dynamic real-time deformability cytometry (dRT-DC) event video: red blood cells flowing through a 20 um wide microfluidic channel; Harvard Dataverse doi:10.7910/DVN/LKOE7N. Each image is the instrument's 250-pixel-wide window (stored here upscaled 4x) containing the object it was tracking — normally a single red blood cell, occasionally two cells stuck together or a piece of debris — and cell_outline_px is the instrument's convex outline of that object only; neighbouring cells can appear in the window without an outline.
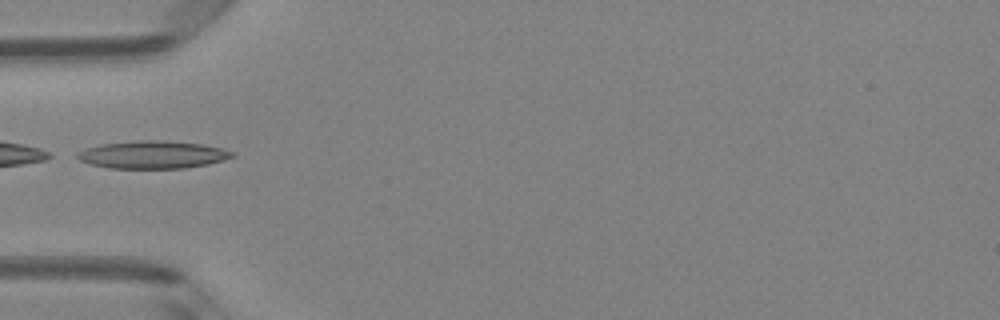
{"species": "Egyptian fruit bat (a non-hibernating species)", "species_latin": "Rousettus aegyptiacus", "temperature_condition": "room temperature", "stored_images_in_passage": 6, "camera_frame_rate_fps": 3000, "um_per_image_px": 0.085, "animal": {"sex": "female"}, "frame": {"image": 1, "passage_image": 5, "time_ms": 1.333, "image_size_px": [1000, 320], "cell_outline_px": [[236, 156], [224, 160], [208, 164], [184, 168], [108, 168], [92, 164], [80, 160], [76, 156], [76, 152], [100, 144], [136, 140], [160, 140], [200, 144], [220, 148], [236, 152]], "centroid_in_image_um": [12.99, 13.15], "position_along_channel_um": 72.0, "area_um2": 24.91}}
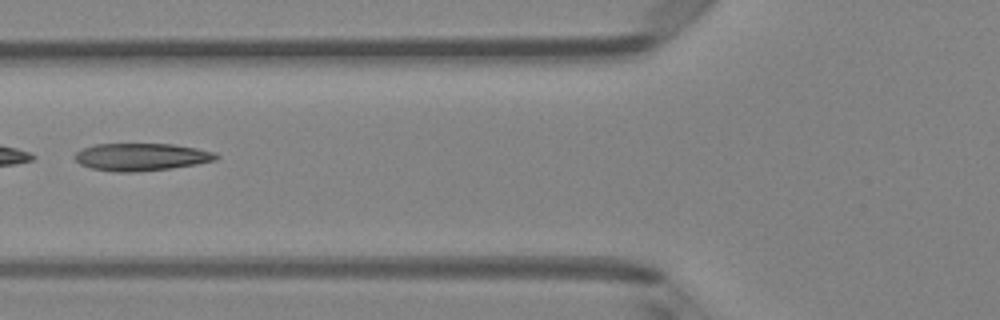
{"frame": {"image": 2, "passage_image": 6, "time_ms": 1.667, "image_size_px": [1000, 320], "cell_outline_px": [[220, 156], [216, 160], [196, 164], [172, 168], [136, 172], [116, 172], [92, 168], [80, 164], [72, 156], [76, 152], [84, 148], [96, 144], [172, 144], [196, 148], [216, 152]], "centroid_in_image_um": [12.02, 13.34], "position_along_channel_um": 113.8, "area_um2": 22.66}}